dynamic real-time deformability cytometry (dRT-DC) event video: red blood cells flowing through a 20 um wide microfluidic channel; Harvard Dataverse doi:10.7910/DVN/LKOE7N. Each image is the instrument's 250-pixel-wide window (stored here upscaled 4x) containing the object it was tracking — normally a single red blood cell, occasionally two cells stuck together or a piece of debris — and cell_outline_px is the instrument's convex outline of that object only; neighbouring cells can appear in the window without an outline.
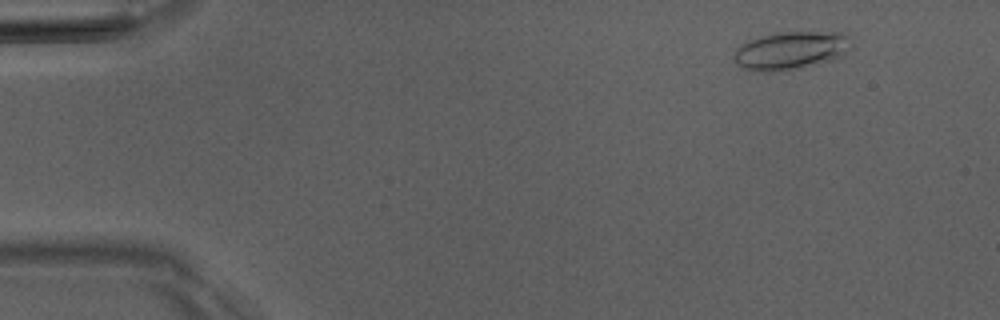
{"species": "Egyptian fruit bat (a non-hibernating species)", "species_latin": "Rousettus aegyptiacus", "temperature_condition": "room temperature", "stored_images_in_passage": 6, "camera_frame_rate_fps": 3000, "um_per_image_px": 0.085, "animal": {"sex": "male"}, "frame": {"image": 1, "passage_image": 2, "time_ms": 1.0, "image_size_px": [1000, 320], "cell_outline_px": [[852, 40], [844, 52], [828, 60], [792, 68], [772, 72], [764, 72], [744, 68], [736, 64], [732, 56], [736, 48], [740, 44], [748, 40], [760, 36], [776, 32], [840, 32], [848, 36]], "centroid_in_image_um": [67.1, 4.26], "position_along_channel_um": 17.9, "area_um2": 25.37}}